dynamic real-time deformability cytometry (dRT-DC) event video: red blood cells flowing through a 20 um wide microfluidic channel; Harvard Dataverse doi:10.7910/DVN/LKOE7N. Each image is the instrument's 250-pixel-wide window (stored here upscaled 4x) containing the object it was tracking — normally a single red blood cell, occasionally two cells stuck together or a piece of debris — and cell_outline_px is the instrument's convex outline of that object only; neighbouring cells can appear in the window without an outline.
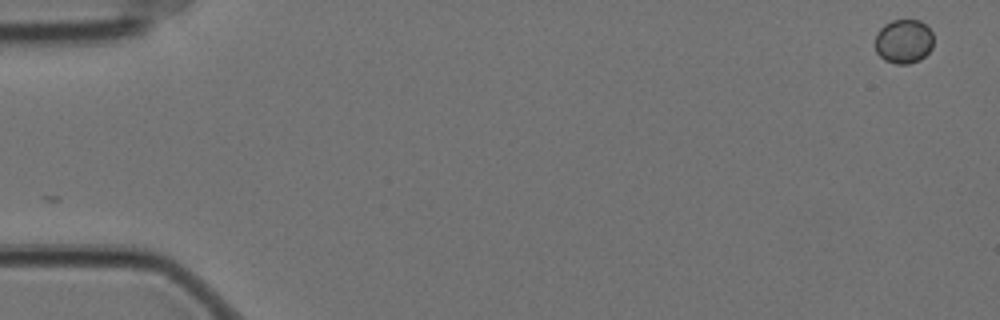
{"species": "Egyptian fruit bat (a non-hibernating species)", "species_latin": "Rousettus aegyptiacus", "temperature_condition": "cold", "stored_images_in_passage": 15, "camera_frame_rate_fps": 3000, "um_per_image_px": 0.085, "animal": {"sex": "female"}, "frame": {"image": 1, "passage_image": 1, "time_ms": 0.0, "image_size_px": [1000, 320], "cell_outline_px": [[932, 48], [920, 60], [908, 64], [896, 64], [884, 60], [876, 52], [876, 32], [884, 24], [892, 20], [920, 20], [932, 32]], "centroid_in_image_um": [76.8, 3.52], "position_along_channel_um": 8.2, "area_um2": 15.03}}
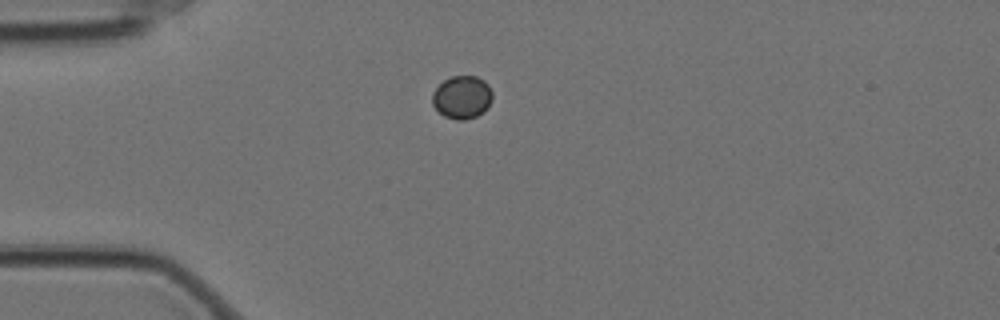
{"frame": {"image": 2, "passage_image": 15, "time_ms": 4.667, "image_size_px": [1000, 320], "cell_outline_px": [[492, 100], [488, 108], [484, 112], [476, 116], [464, 120], [456, 120], [444, 116], [432, 104], [432, 92], [444, 80], [452, 76], [476, 76], [484, 80], [488, 84], [492, 92]], "centroid_in_image_um": [39.29, 8.27], "position_along_channel_um": 45.7, "area_um2": 15.14}}